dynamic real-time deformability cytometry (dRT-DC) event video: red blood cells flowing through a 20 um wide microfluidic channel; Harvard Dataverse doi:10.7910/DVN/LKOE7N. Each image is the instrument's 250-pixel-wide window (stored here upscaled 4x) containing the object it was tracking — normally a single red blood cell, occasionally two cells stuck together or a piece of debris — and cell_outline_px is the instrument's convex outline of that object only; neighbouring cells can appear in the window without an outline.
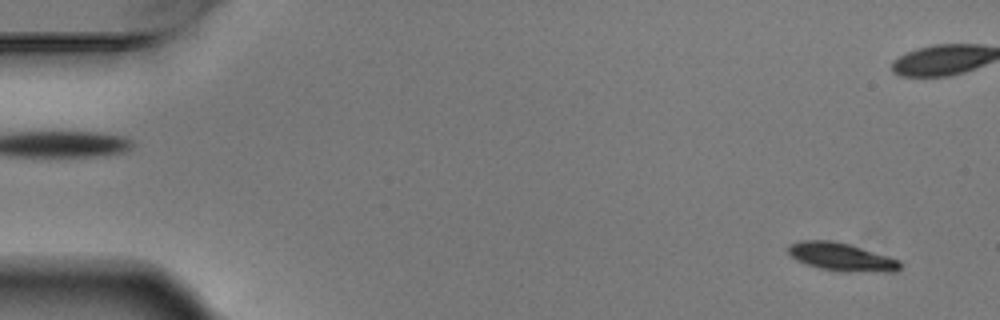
{"species": "Egyptian fruit bat (a non-hibernating species)", "species_latin": "Rousettus aegyptiacus", "temperature_condition": "warm", "stored_images_in_passage": 2, "segment_of_instrument_passage": [2, 2], "camera_frame_rate_fps": 3000, "um_per_image_px": 0.085, "animal": {"sex": "male"}, "frame": {"image": 1, "passage_image": 2, "time_ms": 0.333, "image_size_px": [1000, 320], "cell_outline_px": [[904, 264], [896, 272], [840, 272], [820, 268], [796, 260], [788, 252], [788, 244], [800, 240], [832, 240], [848, 244], [900, 260]], "centroid_in_image_um": [71.54, 21.85], "position_along_channel_um": 13.5, "area_um2": 18.44}}